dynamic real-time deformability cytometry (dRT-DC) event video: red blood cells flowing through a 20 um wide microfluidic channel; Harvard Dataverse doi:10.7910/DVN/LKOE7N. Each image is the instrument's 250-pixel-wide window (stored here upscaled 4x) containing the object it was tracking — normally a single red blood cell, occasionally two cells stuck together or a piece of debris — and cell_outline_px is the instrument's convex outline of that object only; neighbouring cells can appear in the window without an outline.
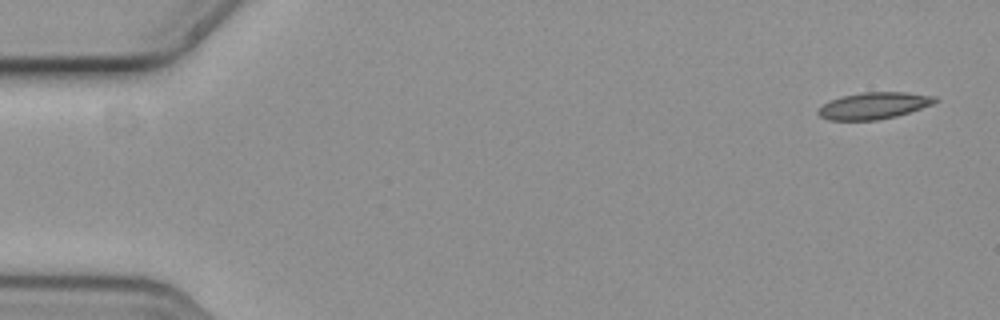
{"species": "common noctule bat (a hibernating species)", "species_latin": "Nyctalus noctula", "temperature_condition": "cold", "stored_images_in_passage": 5, "camera_frame_rate_fps": 3000, "um_per_image_px": 0.085, "animal": {"sex": "female", "body_mass_g": 19.3, "forearm_length_mm": 54.1}, "frame": {"image": 1, "passage_image": 1, "time_ms": 0.0, "image_size_px": [1000, 320], "cell_outline_px": [[940, 100], [932, 104], [896, 116], [876, 120], [828, 120], [820, 116], [816, 112], [828, 100], [860, 92], [908, 92], [936, 96]], "centroid_in_image_um": [74.28, 8.97], "position_along_channel_um": 10.7, "area_um2": 18.15}}